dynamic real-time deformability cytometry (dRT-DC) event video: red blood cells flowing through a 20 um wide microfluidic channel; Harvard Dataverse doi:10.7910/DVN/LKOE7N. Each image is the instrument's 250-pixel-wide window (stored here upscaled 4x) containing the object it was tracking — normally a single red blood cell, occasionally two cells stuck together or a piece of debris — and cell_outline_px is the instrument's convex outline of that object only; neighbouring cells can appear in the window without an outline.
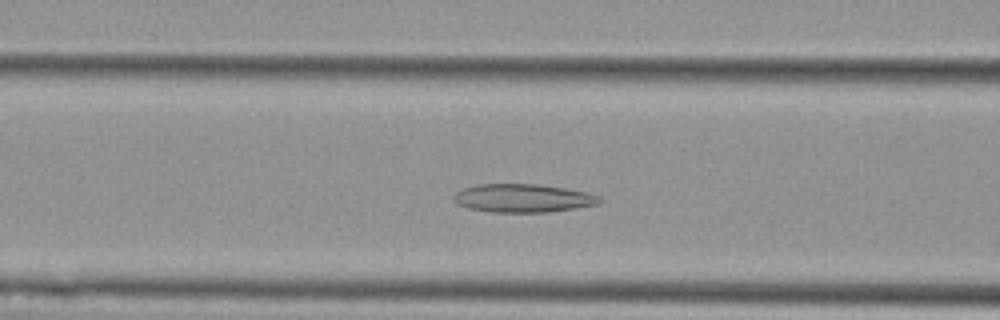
{"species": "Egyptian fruit bat (a non-hibernating species)", "species_latin": "Rousettus aegyptiacus", "temperature_condition": "cold", "stored_images_in_passage": 46, "camera_frame_rate_fps": 3000, "um_per_image_px": 0.085, "animal": {"sex": "female"}, "frame": {"image": 1, "passage_image": 14, "time_ms": 4.333, "image_size_px": [1000, 320], "cell_outline_px": [[604, 200], [600, 204], [548, 212], [488, 212], [468, 208], [456, 204], [452, 200], [452, 196], [456, 192], [464, 188], [476, 184], [536, 184], [564, 188], [588, 192], [600, 196]], "centroid_in_image_um": [44.44, 16.84], "position_along_channel_um": 122.2, "area_um2": 24.33}}
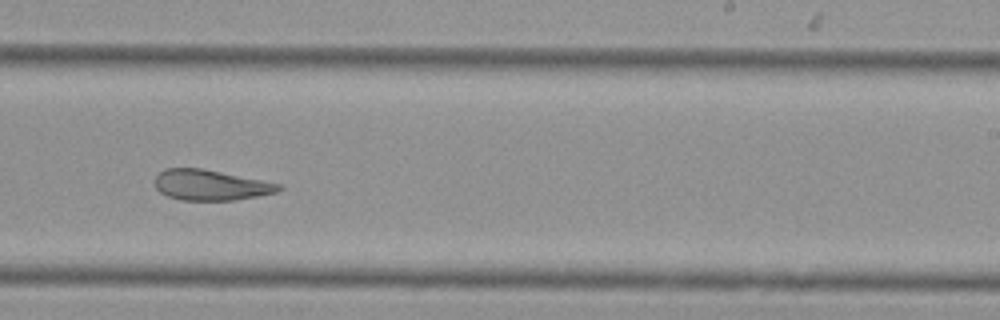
{"frame": {"image": 2, "passage_image": 26, "time_ms": 8.333, "image_size_px": [1000, 320], "cell_outline_px": [[284, 188], [276, 192], [236, 200], [180, 200], [168, 196], [160, 192], [152, 184], [152, 180], [164, 168], [200, 168], [280, 184]], "centroid_in_image_um": [17.82, 15.73], "position_along_channel_um": 271.2, "area_um2": 21.91}}
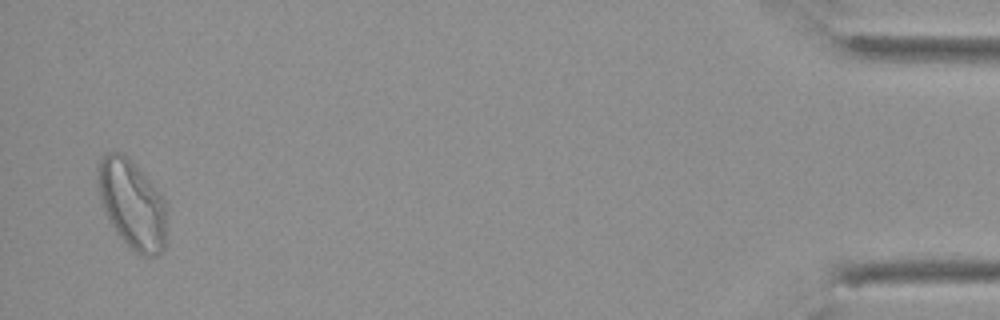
{"frame": {"image": 3, "passage_image": 45, "time_ms": 14.667, "image_size_px": [1000, 320], "cell_outline_px": [[164, 248], [156, 256], [140, 256], [116, 232], [104, 212], [100, 204], [96, 184], [96, 164], [100, 156], [108, 152], [124, 152], [136, 164], [160, 192], [164, 200]], "centroid_in_image_um": [11.15, 17.27], "position_along_channel_um": 424.1, "area_um2": 36.01}, "authors_computed_cell_mechanics": {"area_um2": 26.1545, "velocity_mm_per_s": 3.7403, "shape_relaxation_time_tau1_ms": null, "shape_relaxation_time_tau2_ms": 2.8442, "deformation_change_tau1": null, "deformation_change_tau2": 0.1113}}